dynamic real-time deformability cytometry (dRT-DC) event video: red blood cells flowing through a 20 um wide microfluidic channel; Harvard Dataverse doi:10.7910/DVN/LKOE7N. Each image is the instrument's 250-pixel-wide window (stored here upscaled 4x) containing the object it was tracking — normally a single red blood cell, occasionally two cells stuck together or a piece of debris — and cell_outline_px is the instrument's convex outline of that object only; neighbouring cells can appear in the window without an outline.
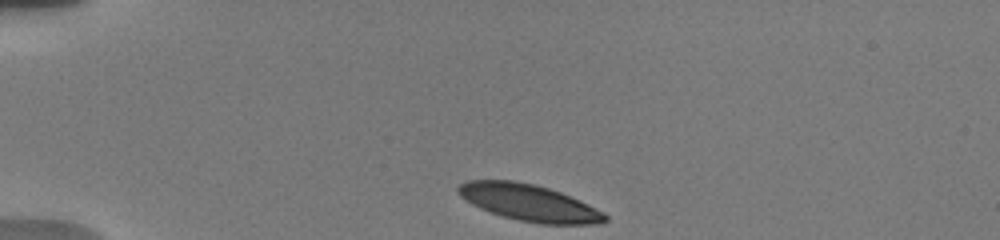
{"species": "human", "species_latin": "Homo sapiens", "temperature_condition": "warm", "stored_images_in_passage": 8, "camera_frame_rate_fps": 3000, "um_per_image_px": 0.085, "donor": {"sex": "male"}, "frame": {"image": 1, "passage_image": 1, "time_ms": 0.0, "image_size_px": [1000, 240], "cell_outline_px": [[608, 220], [596, 224], [540, 224], [520, 220], [504, 216], [480, 208], [472, 204], [460, 196], [456, 192], [456, 188], [460, 184], [468, 180], [512, 180], [532, 184], [548, 188], [560, 192], [604, 212], [608, 216]], "centroid_in_image_um": [44.95, 17.23], "position_along_channel_um": 40.0, "area_um2": 30.98}}
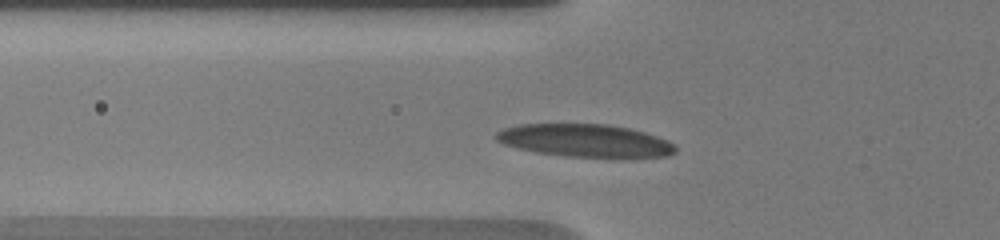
{"frame": {"image": 2, "passage_image": 5, "time_ms": 2.333, "image_size_px": [1000, 240], "cell_outline_px": [[676, 152], [668, 156], [564, 156], [536, 152], [504, 144], [496, 140], [496, 132], [504, 128], [520, 124], [608, 124], [628, 128], [644, 132], [668, 140], [676, 148]], "centroid_in_image_um": [49.7, 11.93], "position_along_channel_um": 76.1, "area_um2": 33.64}}
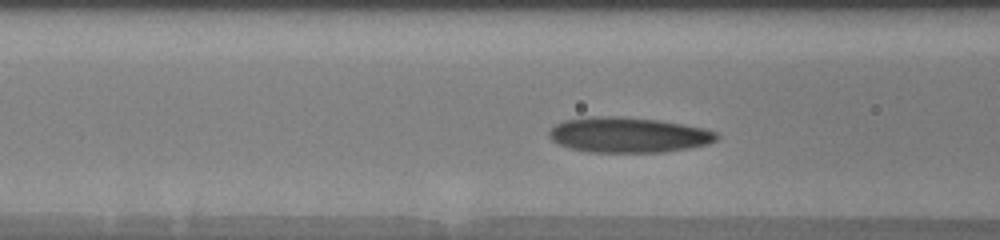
{"frame": {"image": 3, "passage_image": 7, "time_ms": 3.333, "image_size_px": [1000, 240], "cell_outline_px": [[720, 136], [716, 140], [708, 144], [688, 148], [664, 152], [588, 152], [572, 148], [560, 144], [552, 140], [548, 136], [548, 132], [556, 124], [564, 120], [592, 116], [620, 116], [660, 120], [704, 128], [716, 132]], "centroid_in_image_um": [53.42, 11.46], "position_along_channel_um": 113.2, "area_um2": 34.51}}